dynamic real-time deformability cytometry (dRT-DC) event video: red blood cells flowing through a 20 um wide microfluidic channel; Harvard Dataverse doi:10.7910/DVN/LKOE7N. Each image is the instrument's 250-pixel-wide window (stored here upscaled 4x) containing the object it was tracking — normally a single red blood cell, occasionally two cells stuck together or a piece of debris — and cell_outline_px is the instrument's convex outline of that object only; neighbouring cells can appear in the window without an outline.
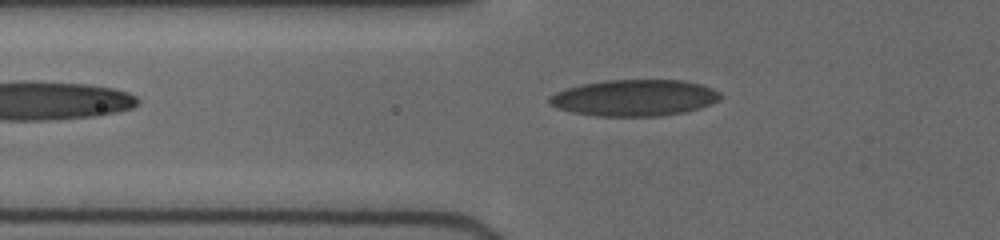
{"species": "human", "species_latin": "Homo sapiens", "temperature_condition": "cold", "stored_images_in_passage": 5, "camera_frame_rate_fps": 3000, "um_per_image_px": 0.085, "donor": {"sex": "female"}, "frame": {"image": 1, "passage_image": 5, "time_ms": 2.667, "image_size_px": [1000, 240], "cell_outline_px": [[720, 96], [716, 100], [700, 108], [684, 112], [656, 116], [600, 116], [572, 112], [548, 104], [548, 96], [564, 88], [580, 84], [604, 80], [684, 80], [700, 84], [712, 88], [720, 92]], "centroid_in_image_um": [53.87, 8.3], "position_along_channel_um": 71.9, "area_um2": 36.18}}